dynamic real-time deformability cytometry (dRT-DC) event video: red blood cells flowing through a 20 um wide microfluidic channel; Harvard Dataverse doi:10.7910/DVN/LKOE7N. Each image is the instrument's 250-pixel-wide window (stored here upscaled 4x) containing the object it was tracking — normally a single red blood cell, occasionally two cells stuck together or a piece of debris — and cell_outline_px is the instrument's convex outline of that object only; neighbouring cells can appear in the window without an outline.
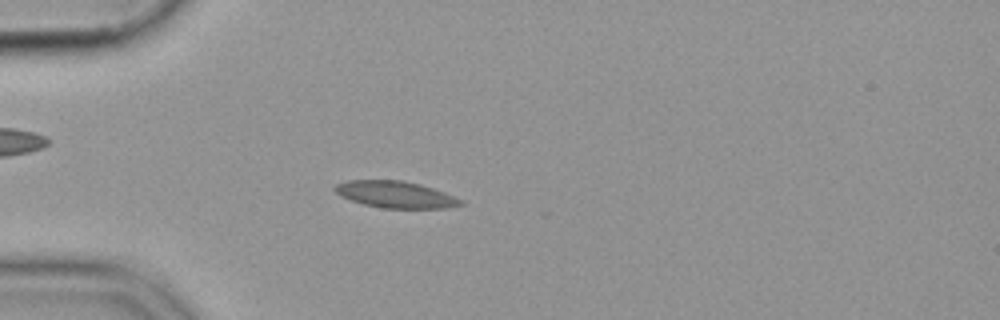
{"species": "common noctule bat (a hibernating species)", "species_latin": "Nyctalus noctula", "temperature_condition": "cold", "stored_images_in_passage": 53, "camera_frame_rate_fps": 3000, "um_per_image_px": 0.085, "animal": {"sex": "female", "body_mass_g": 19.9}, "frame": {"image": 1, "passage_image": 13, "time_ms": 4.0, "image_size_px": [1000, 320], "cell_outline_px": [[464, 204], [448, 208], [380, 208], [364, 204], [340, 196], [332, 188], [336, 184], [348, 180], [404, 180], [420, 184], [444, 192], [464, 200]], "centroid_in_image_um": [33.63, 16.53], "position_along_channel_um": 51.4, "area_um2": 19.65}}
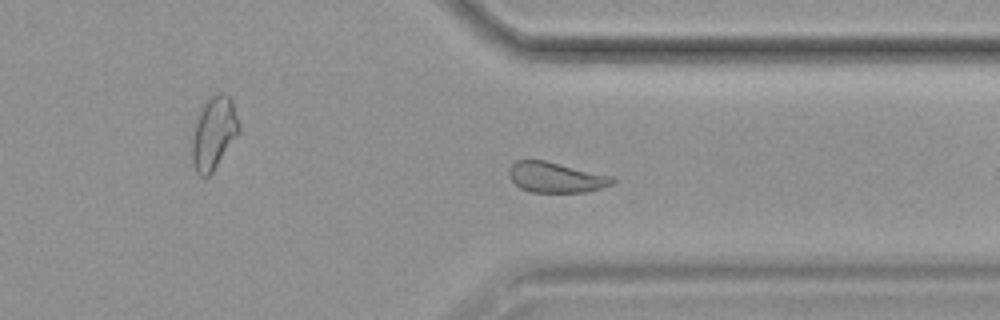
{"frame": {"image": 2, "passage_image": 40, "time_ms": 13.0, "image_size_px": [1000, 320], "cell_outline_px": [[616, 180], [612, 184], [588, 192], [528, 192], [520, 188], [512, 180], [508, 172], [508, 168], [516, 160], [544, 160], [612, 176]], "centroid_in_image_um": [47.23, 15.08], "position_along_channel_um": 364.2, "area_um2": 18.26}}
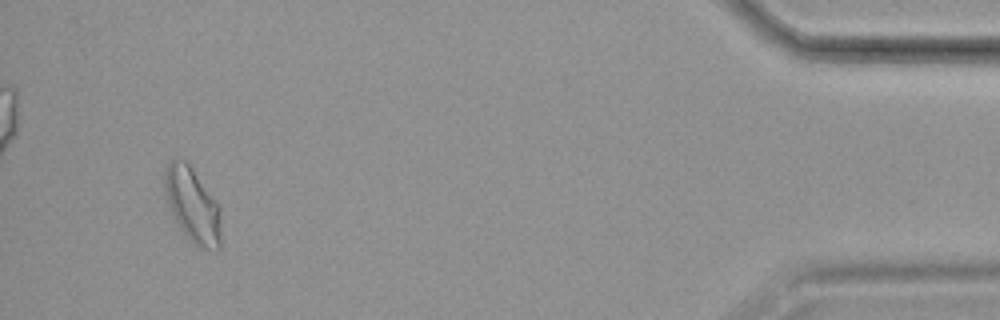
{"frame": {"image": 3, "passage_image": 50, "time_ms": 16.333, "image_size_px": [1000, 320], "cell_outline_px": [[220, 248], [216, 252], [196, 248], [192, 244], [176, 220], [172, 212], [164, 188], [164, 168], [168, 160], [176, 156], [184, 160], [192, 168], [220, 208]], "centroid_in_image_um": [16.36, 17.44], "position_along_channel_um": 418.8, "area_um2": 24.57}}